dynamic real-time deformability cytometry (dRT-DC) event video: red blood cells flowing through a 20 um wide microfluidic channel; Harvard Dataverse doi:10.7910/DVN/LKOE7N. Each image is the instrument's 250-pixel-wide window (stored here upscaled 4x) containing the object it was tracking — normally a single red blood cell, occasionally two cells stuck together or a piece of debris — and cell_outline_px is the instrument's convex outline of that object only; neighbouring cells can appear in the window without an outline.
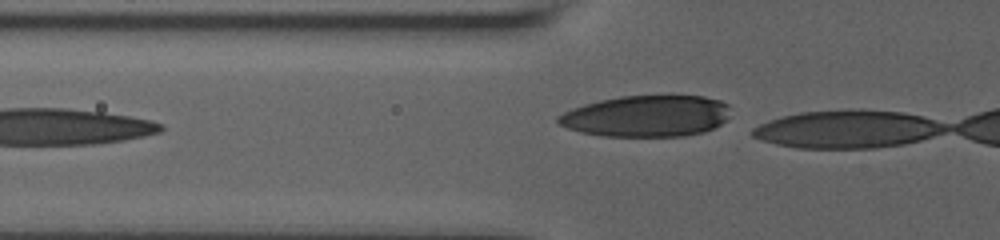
{"species": "human", "species_latin": "Homo sapiens", "temperature_condition": "room temperature", "stored_images_in_passage": 7, "camera_frame_rate_fps": 3000, "um_per_image_px": 0.085, "donor": {"sex": "male"}, "frame": {"image": 1, "passage_image": 7, "time_ms": 5.333, "image_size_px": [1000, 240], "cell_outline_px": [[728, 116], [720, 124], [704, 132], [684, 136], [604, 136], [580, 132], [568, 128], [560, 124], [556, 120], [556, 116], [572, 108], [584, 104], [600, 100], [620, 96], [704, 96], [720, 100], [728, 104]], "centroid_in_image_um": [54.93, 9.86], "position_along_channel_um": 70.9, "area_um2": 41.44}}